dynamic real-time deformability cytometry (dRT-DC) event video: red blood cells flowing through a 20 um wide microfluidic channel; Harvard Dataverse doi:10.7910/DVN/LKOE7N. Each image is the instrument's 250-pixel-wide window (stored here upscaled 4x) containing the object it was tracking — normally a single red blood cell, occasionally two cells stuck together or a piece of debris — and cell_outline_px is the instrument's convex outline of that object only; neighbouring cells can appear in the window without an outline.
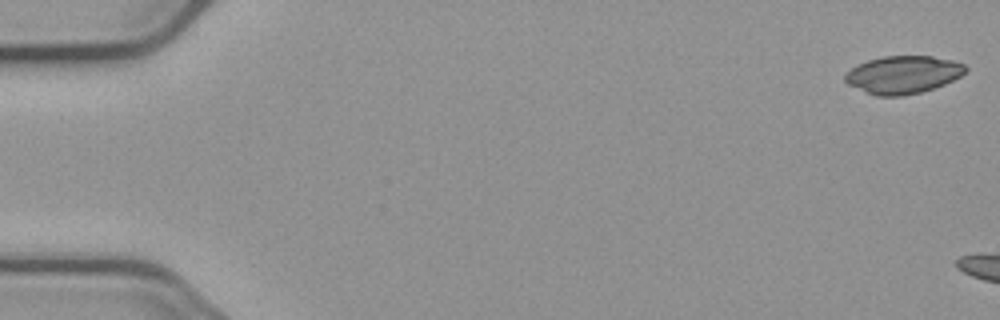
{"species": "common noctule bat (a hibernating species)", "species_latin": "Nyctalus noctula", "temperature_condition": "cold", "stored_images_in_passage": 4, "camera_frame_rate_fps": 3000, "um_per_image_px": 0.085, "animal": {"sex": "male", "body_mass_g": 23.1, "forearm_length_mm": 52.7}, "frame": {"image": 1, "passage_image": 1, "time_ms": 0.0, "image_size_px": [1000, 320], "cell_outline_px": [[968, 68], [960, 76], [944, 84], [920, 92], [904, 96], [876, 96], [848, 84], [844, 80], [844, 76], [852, 68], [868, 60], [884, 56], [932, 56], [952, 60], [964, 64]], "centroid_in_image_um": [76.77, 6.35], "position_along_channel_um": 8.2, "area_um2": 26.18}}